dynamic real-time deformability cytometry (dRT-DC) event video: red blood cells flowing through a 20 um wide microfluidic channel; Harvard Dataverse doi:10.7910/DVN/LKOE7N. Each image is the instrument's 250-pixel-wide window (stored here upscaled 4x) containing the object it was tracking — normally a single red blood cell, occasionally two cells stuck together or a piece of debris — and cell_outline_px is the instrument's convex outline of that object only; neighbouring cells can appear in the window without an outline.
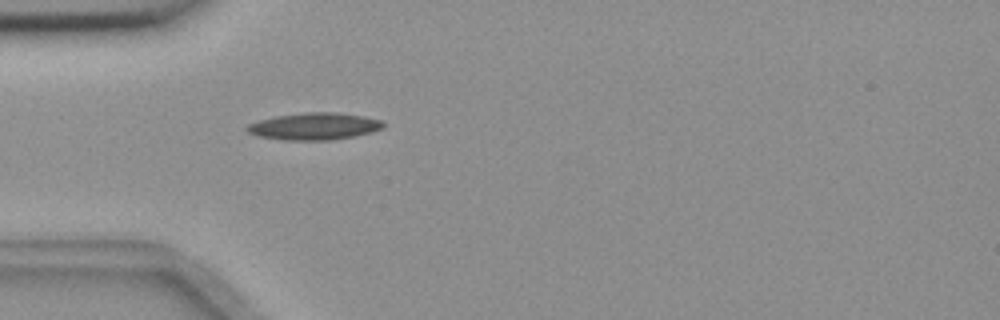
{"species": "common noctule bat (a hibernating species)", "species_latin": "Nyctalus noctula", "temperature_condition": "room temperature", "stored_images_in_passage": 2, "camera_frame_rate_fps": 3000, "um_per_image_px": 0.085, "animal": {"sex": "female", "body_mass_g": 18.4}, "frame": {"image": 1, "passage_image": 2, "time_ms": 0.333, "image_size_px": [1000, 320], "cell_outline_px": [[384, 128], [352, 136], [328, 140], [288, 140], [260, 136], [248, 132], [244, 128], [248, 124], [260, 120], [276, 116], [308, 112], [336, 112], [364, 116], [380, 120], [384, 124]], "centroid_in_image_um": [26.7, 10.72], "position_along_channel_um": 58.3, "area_um2": 21.1}}